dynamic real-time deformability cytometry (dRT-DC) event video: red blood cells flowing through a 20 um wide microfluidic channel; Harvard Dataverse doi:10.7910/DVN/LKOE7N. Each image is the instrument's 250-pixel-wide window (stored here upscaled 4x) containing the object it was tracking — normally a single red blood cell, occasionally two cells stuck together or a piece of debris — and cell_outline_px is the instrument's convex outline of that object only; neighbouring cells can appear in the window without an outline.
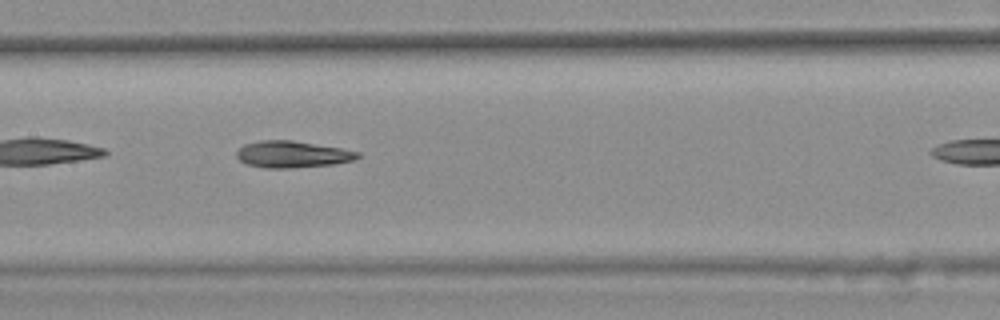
{"species": "common noctule bat (a hibernating species)", "species_latin": "Nyctalus noctula", "temperature_condition": "warm", "stored_images_in_passage": 32, "camera_frame_rate_fps": 3000, "um_per_image_px": 0.085, "animal": {"sex": "female", "body_mass_g": 25.1}, "frame": {"image": 1, "passage_image": 10, "time_ms": 3.0, "image_size_px": [1000, 320], "cell_outline_px": [[360, 156], [352, 160], [336, 164], [292, 168], [264, 168], [248, 164], [240, 160], [236, 156], [236, 152], [244, 144], [260, 140], [292, 140], [340, 148], [360, 152]], "centroid_in_image_um": [24.84, 13.12], "position_along_channel_um": 182.6, "area_um2": 18.79}}
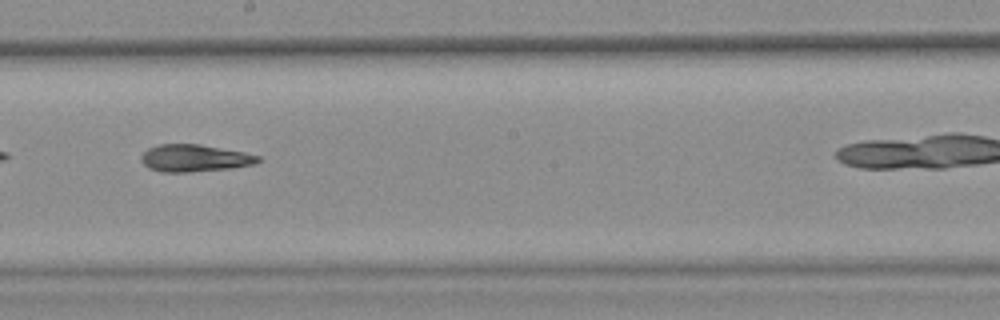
{"frame": {"image": 2, "passage_image": 14, "time_ms": 4.333, "image_size_px": [1000, 320], "cell_outline_px": [[264, 160], [252, 164], [228, 168], [188, 172], [160, 172], [148, 168], [140, 160], [140, 156], [148, 148], [156, 144], [200, 144], [244, 152], [260, 156]], "centroid_in_image_um": [16.5, 13.43], "position_along_channel_um": 231.7, "area_um2": 18.55}}